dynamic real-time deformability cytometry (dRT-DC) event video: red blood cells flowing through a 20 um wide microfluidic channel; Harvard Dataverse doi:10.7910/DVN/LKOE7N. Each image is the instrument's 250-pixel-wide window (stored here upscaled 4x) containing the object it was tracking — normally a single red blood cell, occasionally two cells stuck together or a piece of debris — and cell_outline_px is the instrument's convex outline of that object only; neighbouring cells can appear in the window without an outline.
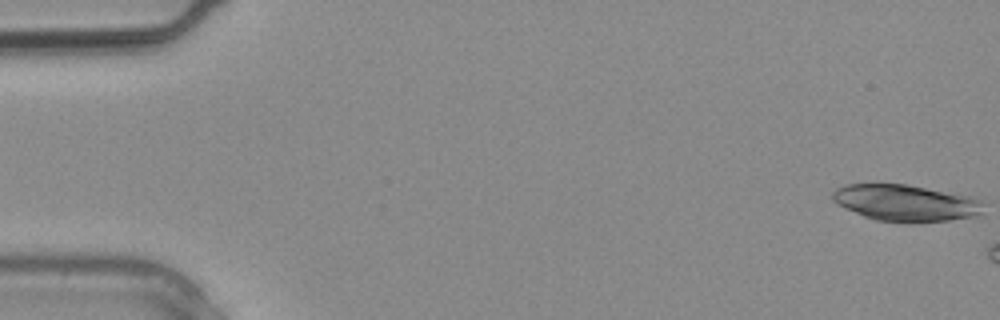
{"species": "common noctule bat (a hibernating species)", "species_latin": "Nyctalus noctula", "temperature_condition": "warm", "stored_images_in_passage": 3, "camera_frame_rate_fps": 3000, "um_per_image_px": 0.085, "animal": {"sex": "male", "body_mass_g": 20.4}, "frame": {"image": 1, "passage_image": 1, "time_ms": 0.0, "image_size_px": [1000, 320], "cell_outline_px": [[984, 216], [948, 220], [908, 224], [876, 220], [864, 216], [836, 204], [832, 200], [832, 192], [836, 188], [844, 184], [908, 184], [972, 196], [980, 200], [984, 204]], "centroid_in_image_um": [77.04, 17.26], "position_along_channel_um": 8.0, "area_um2": 32.95}}